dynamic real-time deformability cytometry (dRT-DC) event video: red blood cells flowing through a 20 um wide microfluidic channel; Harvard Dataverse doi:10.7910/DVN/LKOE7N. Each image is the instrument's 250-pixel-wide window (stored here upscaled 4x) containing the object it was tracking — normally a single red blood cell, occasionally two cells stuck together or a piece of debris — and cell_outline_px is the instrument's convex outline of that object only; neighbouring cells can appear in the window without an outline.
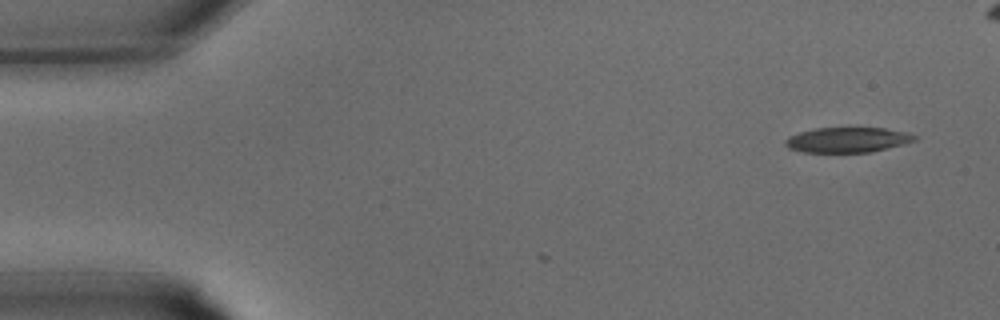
{"species": "common noctule bat (a hibernating species)", "species_latin": "Nyctalus noctula", "temperature_condition": "warm", "stored_images_in_passage": 2, "camera_frame_rate_fps": 3000, "um_per_image_px": 0.085, "animal": {"sex": "male", "body_mass_g": 15.6}, "frame": {"image": 1, "passage_image": 2, "time_ms": 0.333, "image_size_px": [1000, 320], "cell_outline_px": [[916, 140], [904, 144], [872, 152], [804, 152], [788, 148], [784, 144], [784, 140], [788, 136], [800, 132], [816, 128], [884, 128], [904, 132], [916, 136]], "centroid_in_image_um": [72.0, 11.89], "position_along_channel_um": 13.0, "area_um2": 18.84}}